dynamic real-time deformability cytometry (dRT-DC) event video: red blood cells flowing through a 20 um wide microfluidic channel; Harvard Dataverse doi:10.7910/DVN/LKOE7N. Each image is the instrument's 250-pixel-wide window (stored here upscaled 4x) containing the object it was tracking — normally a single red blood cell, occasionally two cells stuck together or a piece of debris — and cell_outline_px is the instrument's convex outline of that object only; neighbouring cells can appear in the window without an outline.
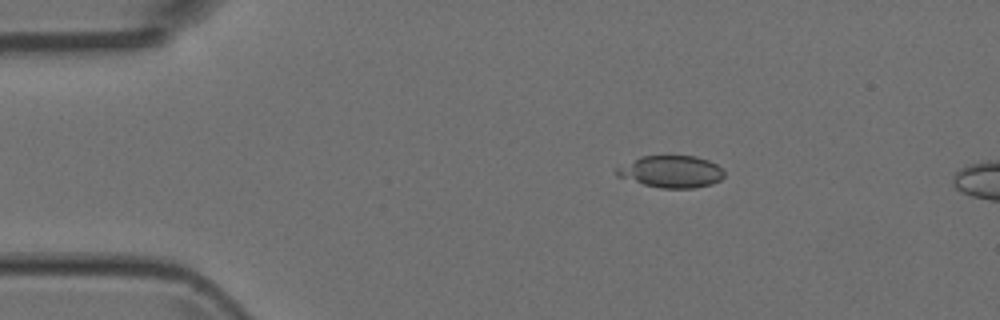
{"species": "Egyptian fruit bat (a non-hibernating species)", "species_latin": "Rousettus aegyptiacus", "temperature_condition": "room temperature", "stored_images_in_passage": 5, "camera_frame_rate_fps": 3000, "um_per_image_px": 0.085, "animal": {"sex": "female"}, "frame": {"image": 1, "passage_image": 3, "time_ms": 0.667, "image_size_px": [1000, 320], "cell_outline_px": [[724, 176], [720, 180], [712, 184], [696, 188], [660, 188], [644, 184], [616, 176], [616, 168], [640, 156], [696, 156], [708, 160], [716, 164], [724, 172]], "centroid_in_image_um": [57.06, 14.59], "position_along_channel_um": 27.9, "area_um2": 20.0}}